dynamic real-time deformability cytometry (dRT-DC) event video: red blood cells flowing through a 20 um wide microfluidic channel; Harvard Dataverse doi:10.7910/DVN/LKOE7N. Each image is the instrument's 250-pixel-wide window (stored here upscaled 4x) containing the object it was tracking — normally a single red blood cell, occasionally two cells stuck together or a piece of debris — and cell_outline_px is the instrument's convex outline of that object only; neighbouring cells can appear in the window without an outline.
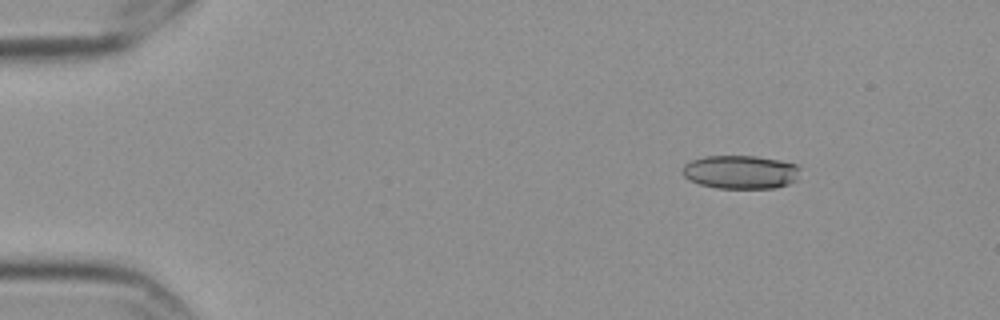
{"species": "Egyptian fruit bat (a non-hibernating species)", "species_latin": "Rousettus aegyptiacus", "temperature_condition": "cold", "stored_images_in_passage": 6, "camera_frame_rate_fps": 3000, "um_per_image_px": 0.085, "frame": {"image": 1, "passage_image": 3, "time_ms": 0.667, "image_size_px": [1000, 320], "cell_outline_px": [[800, 168], [796, 180], [788, 184], [776, 188], [716, 188], [700, 184], [688, 180], [680, 172], [680, 168], [684, 164], [692, 160], [704, 156], [756, 156], [780, 160], [796, 164]], "centroid_in_image_um": [62.91, 14.62], "position_along_channel_um": 22.1, "area_um2": 23.24}}
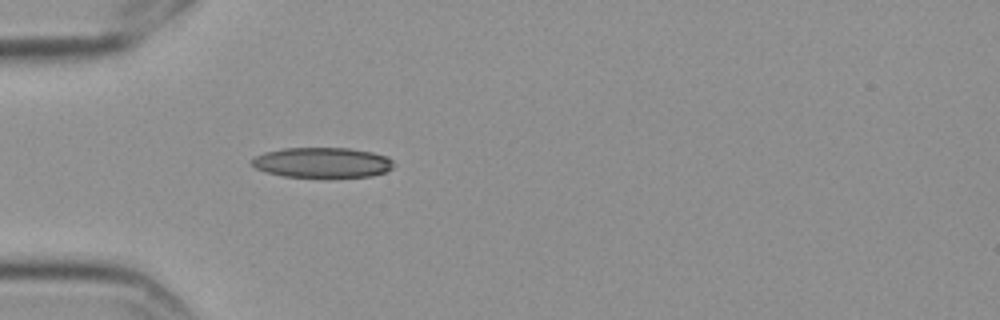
{"frame": {"image": 2, "passage_image": 6, "time_ms": 1.667, "image_size_px": [1000, 320], "cell_outline_px": [[396, 164], [392, 168], [384, 172], [372, 176], [324, 180], [284, 176], [264, 172], [256, 168], [252, 164], [252, 160], [256, 156], [264, 152], [284, 148], [348, 148], [372, 152], [388, 156]], "centroid_in_image_um": [27.43, 13.86], "position_along_channel_um": 57.6, "area_um2": 26.01}}